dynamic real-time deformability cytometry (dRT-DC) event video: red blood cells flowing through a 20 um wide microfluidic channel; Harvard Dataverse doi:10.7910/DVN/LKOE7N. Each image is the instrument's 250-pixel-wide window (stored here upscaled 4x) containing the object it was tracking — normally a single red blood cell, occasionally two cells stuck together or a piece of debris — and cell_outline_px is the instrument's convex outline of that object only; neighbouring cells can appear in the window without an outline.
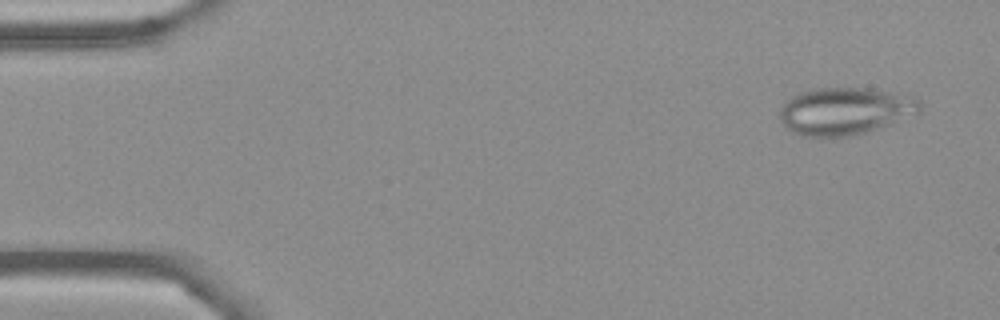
{"species": "Egyptian fruit bat (a non-hibernating species)", "species_latin": "Rousettus aegyptiacus", "temperature_condition": "cold", "stored_images_in_passage": 54, "camera_frame_rate_fps": 3000, "um_per_image_px": 0.085, "frame": {"image": 1, "passage_image": 3, "time_ms": 0.667, "image_size_px": [1000, 320], "cell_outline_px": [[920, 112], [868, 132], [852, 136], [800, 136], [784, 128], [780, 120], [780, 108], [792, 96], [800, 92], [816, 88], [868, 88], [916, 96], [920, 100]], "centroid_in_image_um": [71.82, 9.44], "position_along_channel_um": 13.2, "area_um2": 38.78}}
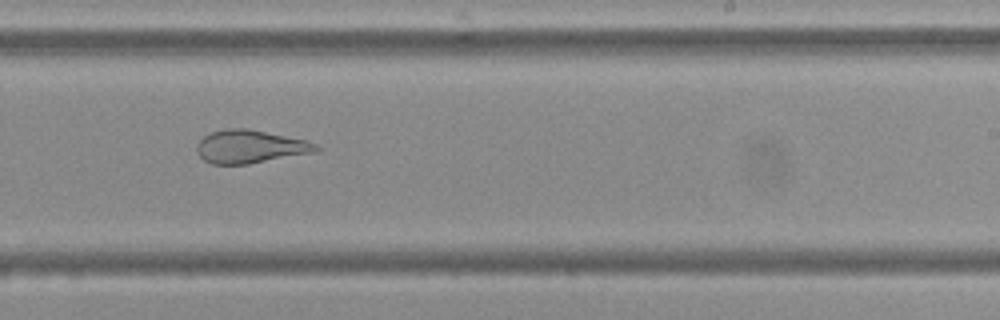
{"frame": {"image": 2, "passage_image": 33, "time_ms": 10.667, "image_size_px": [1000, 320], "cell_outline_px": [[324, 148], [312, 152], [248, 164], [212, 164], [204, 160], [196, 152], [196, 144], [204, 136], [212, 132], [224, 128], [244, 128], [308, 140]], "centroid_in_image_um": [21.24, 12.46], "position_along_channel_um": 267.8, "area_um2": 22.89}}
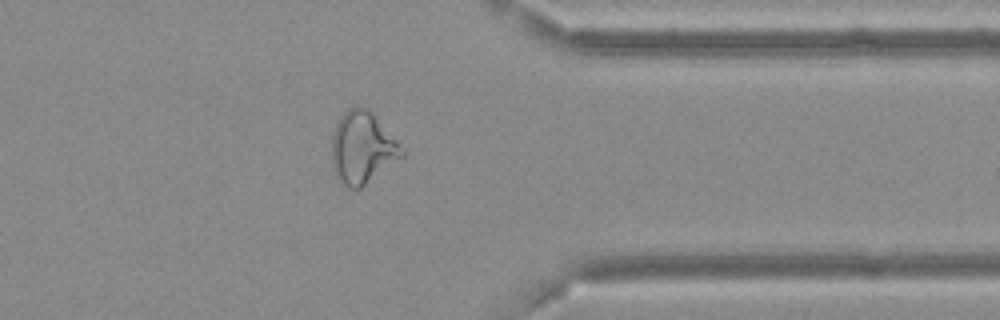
{"frame": {"image": 3, "passage_image": 43, "time_ms": 14.0, "image_size_px": [1000, 320], "cell_outline_px": [[404, 156], [360, 188], [344, 188], [336, 180], [332, 164], [332, 136], [336, 124], [340, 116], [348, 108], [356, 104], [368, 108], [372, 112], [404, 152]], "centroid_in_image_um": [30.74, 12.57], "position_along_channel_um": 380.7, "area_um2": 29.3}, "authors_computed_cell_mechanics": {"area_um2": 29.478, "velocity_mm_per_s": 3.6545, "shape_relaxation_time_tau1_ms": null, "shape_relaxation_time_tau2_ms": 1.3184, "deformation_change_tau1": null, "deformation_change_tau2": 0.1054}}